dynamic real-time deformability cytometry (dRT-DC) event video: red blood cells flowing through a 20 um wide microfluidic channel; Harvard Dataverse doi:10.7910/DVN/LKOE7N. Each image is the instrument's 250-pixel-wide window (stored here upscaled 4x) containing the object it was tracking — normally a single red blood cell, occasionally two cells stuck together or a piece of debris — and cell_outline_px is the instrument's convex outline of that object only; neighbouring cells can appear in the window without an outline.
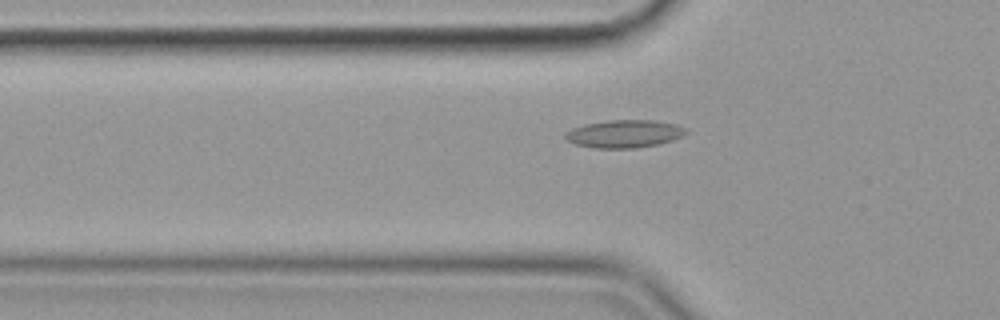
{"species": "common noctule bat (a hibernating species)", "species_latin": "Nyctalus noctula", "temperature_condition": "cold", "stored_images_in_passage": 49, "camera_frame_rate_fps": 3000, "um_per_image_px": 0.085, "animal": {"sex": "female", "body_mass_g": 19.9}, "frame": {"image": 1, "passage_image": 12, "time_ms": 3.667, "image_size_px": [1000, 320], "cell_outline_px": [[688, 132], [684, 136], [672, 140], [656, 144], [636, 148], [592, 148], [576, 144], [568, 140], [564, 136], [564, 132], [572, 128], [584, 124], [608, 120], [656, 120], [676, 124], [688, 128]], "centroid_in_image_um": [53.09, 11.36], "position_along_channel_um": 72.7, "area_um2": 19.71}}
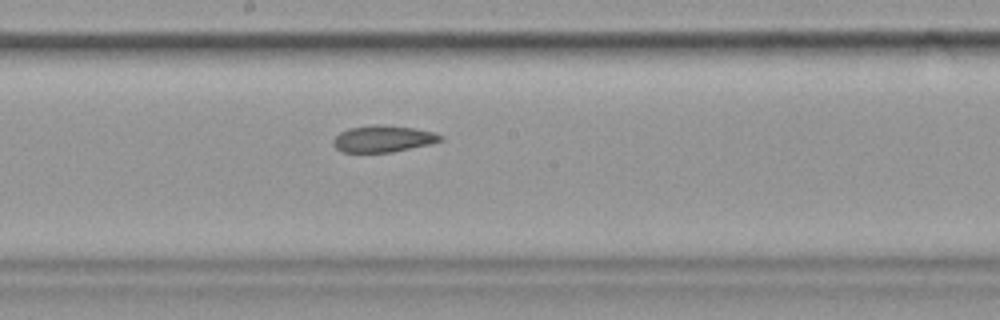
{"frame": {"image": 2, "passage_image": 24, "time_ms": 7.667, "image_size_px": [1000, 320], "cell_outline_px": [[444, 140], [428, 144], [392, 152], [344, 152], [336, 148], [332, 144], [332, 140], [340, 132], [348, 128], [372, 124], [380, 124], [412, 128], [432, 132], [444, 136]], "centroid_in_image_um": [32.53, 11.79], "position_along_channel_um": 215.7, "area_um2": 16.59}}
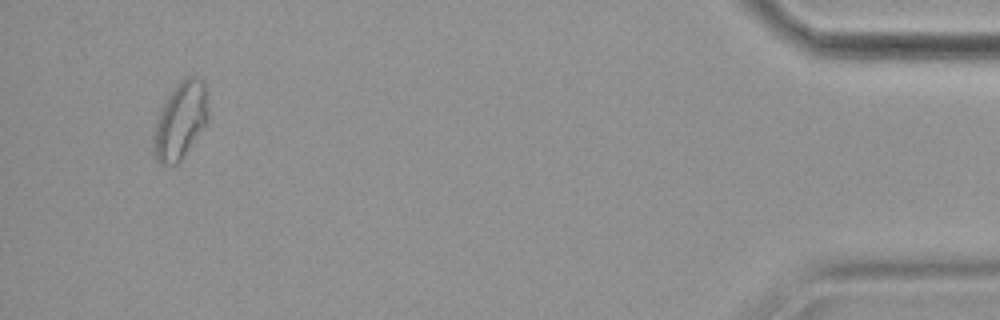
{"frame": {"image": 3, "passage_image": 47, "time_ms": 15.333, "image_size_px": [1000, 320], "cell_outline_px": [[208, 120], [180, 160], [176, 164], [160, 164], [156, 160], [152, 152], [152, 136], [156, 120], [160, 108], [172, 88], [180, 80], [188, 76], [196, 76], [204, 80], [208, 92]], "centroid_in_image_um": [15.31, 10.2], "position_along_channel_um": 419.9, "area_um2": 24.91}, "authors_computed_cell_mechanics": {"area_um2": 18.207, "velocity_mm_per_s": 3.5728, "shape_relaxation_time_tau1_ms": null, "shape_relaxation_time_tau2_ms": 2.7597, "deformation_change_tau1": null, "deformation_change_tau2": 0.086}}